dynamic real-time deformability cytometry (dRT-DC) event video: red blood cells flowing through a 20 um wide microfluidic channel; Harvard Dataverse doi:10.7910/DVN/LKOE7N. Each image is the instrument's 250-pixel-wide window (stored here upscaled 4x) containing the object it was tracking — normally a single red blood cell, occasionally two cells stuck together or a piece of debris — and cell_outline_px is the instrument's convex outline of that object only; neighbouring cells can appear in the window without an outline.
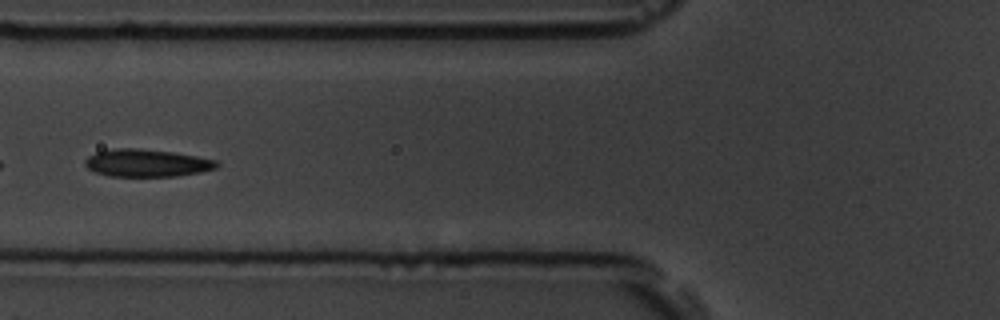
{"species": "common noctule bat (a hibernating species)", "species_latin": "Nyctalus noctula", "temperature_condition": "room temperature", "stored_images_in_passage": 9, "camera_frame_rate_fps": 3000, "um_per_image_px": 0.085, "animal": {"sex": "male", "body_mass_g": 19.5, "forearm_length_mm": 54.6}, "frame": {"image": 1, "passage_image": 7, "time_ms": 2.0, "image_size_px": [1000, 320], "cell_outline_px": [[220, 164], [216, 168], [200, 172], [176, 176], [108, 176], [96, 172], [88, 168], [84, 164], [84, 160], [88, 156], [96, 152], [120, 148], [136, 148], [172, 152], [196, 156], [216, 160]], "centroid_in_image_um": [12.47, 13.86], "position_along_channel_um": 113.3, "area_um2": 20.98}}
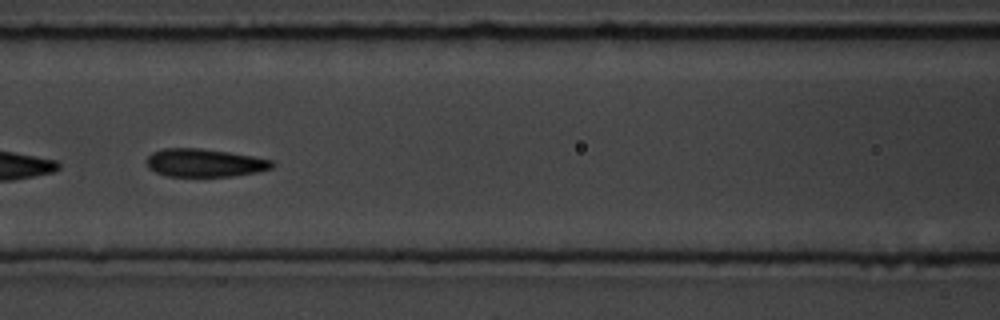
{"frame": {"image": 2, "passage_image": 8, "time_ms": 2.333, "image_size_px": [1000, 320], "cell_outline_px": [[276, 164], [272, 168], [256, 172], [232, 176], [168, 176], [156, 172], [148, 168], [148, 156], [152, 152], [164, 148], [200, 148], [228, 152], [252, 156], [272, 160]], "centroid_in_image_um": [17.4, 13.84], "position_along_channel_um": 149.2, "area_um2": 20.4}}
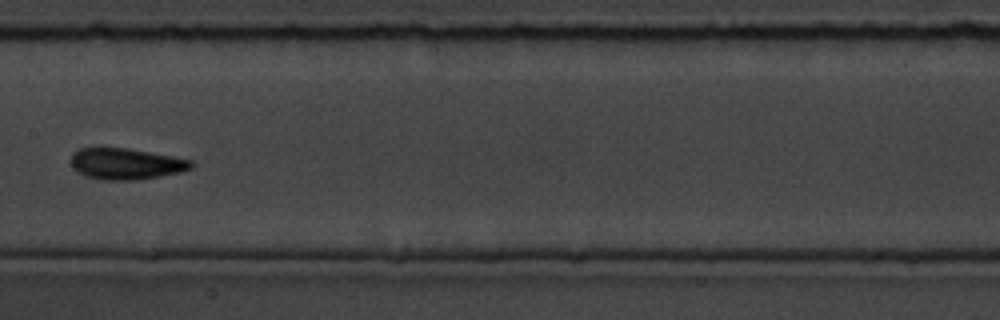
{"frame": {"image": 3, "passage_image": 9, "time_ms": 2.667, "image_size_px": [1000, 320], "cell_outline_px": [[192, 168], [180, 172], [160, 176], [136, 180], [100, 180], [84, 176], [72, 168], [72, 152], [80, 148], [128, 148], [172, 156], [192, 160]], "centroid_in_image_um": [10.68, 13.93], "position_along_channel_um": 196.7, "area_um2": 21.91}}